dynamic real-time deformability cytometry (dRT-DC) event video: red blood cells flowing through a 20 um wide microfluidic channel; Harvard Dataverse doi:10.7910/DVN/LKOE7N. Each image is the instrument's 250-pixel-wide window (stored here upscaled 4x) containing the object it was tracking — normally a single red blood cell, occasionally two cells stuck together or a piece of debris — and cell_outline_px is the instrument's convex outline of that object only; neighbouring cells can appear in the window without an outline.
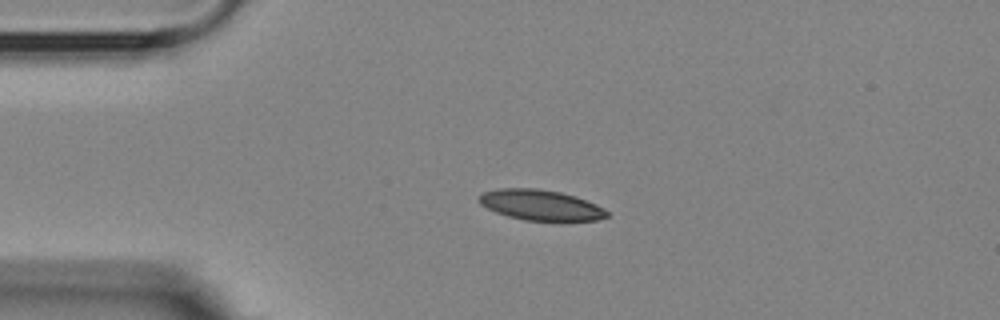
{"species": "Egyptian fruit bat (a non-hibernating species)", "species_latin": "Rousettus aegyptiacus", "temperature_condition": "room temperature", "stored_images_in_passage": 2, "camera_frame_rate_fps": 3000, "um_per_image_px": 0.085, "animal": {"sex": "female"}, "frame": {"image": 1, "passage_image": 1, "time_ms": 0.0, "image_size_px": [1000, 320], "cell_outline_px": [[608, 216], [596, 220], [524, 220], [508, 216], [496, 212], [480, 204], [476, 200], [484, 192], [496, 188], [536, 188], [560, 192], [576, 196], [596, 204], [604, 208], [608, 212]], "centroid_in_image_um": [45.93, 17.41], "position_along_channel_um": 39.1, "area_um2": 22.6}}